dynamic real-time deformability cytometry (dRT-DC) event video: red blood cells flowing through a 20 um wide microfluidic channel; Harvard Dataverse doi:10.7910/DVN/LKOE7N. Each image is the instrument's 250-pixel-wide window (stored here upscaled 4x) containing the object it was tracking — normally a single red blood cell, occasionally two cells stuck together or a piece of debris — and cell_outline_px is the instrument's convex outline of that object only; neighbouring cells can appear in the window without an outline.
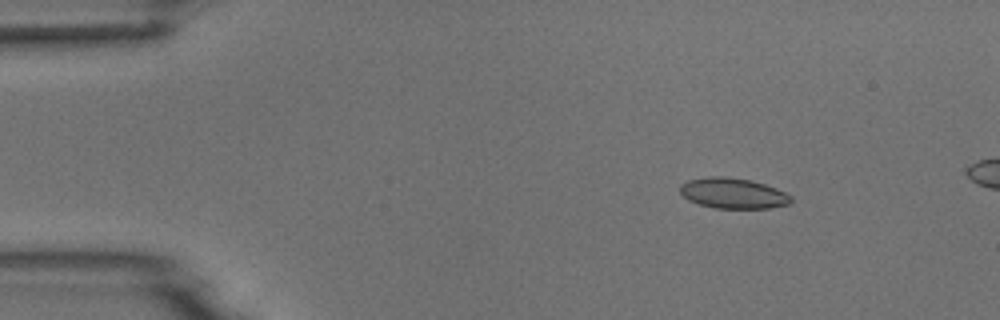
{"species": "common noctule bat (a hibernating species)", "species_latin": "Nyctalus noctula", "temperature_condition": "room temperature", "stored_images_in_passage": 6, "camera_frame_rate_fps": 3000, "um_per_image_px": 0.085, "animal": {"sex": "male", "body_mass_g": 18.8}, "frame": {"image": 1, "passage_image": 3, "time_ms": 2.333, "image_size_px": [1000, 320], "cell_outline_px": [[792, 200], [788, 204], [768, 208], [712, 208], [688, 200], [680, 192], [680, 184], [688, 180], [708, 176], [724, 176], [752, 180], [776, 188], [792, 196]], "centroid_in_image_um": [62.29, 16.42], "position_along_channel_um": 22.7, "area_um2": 19.77}}